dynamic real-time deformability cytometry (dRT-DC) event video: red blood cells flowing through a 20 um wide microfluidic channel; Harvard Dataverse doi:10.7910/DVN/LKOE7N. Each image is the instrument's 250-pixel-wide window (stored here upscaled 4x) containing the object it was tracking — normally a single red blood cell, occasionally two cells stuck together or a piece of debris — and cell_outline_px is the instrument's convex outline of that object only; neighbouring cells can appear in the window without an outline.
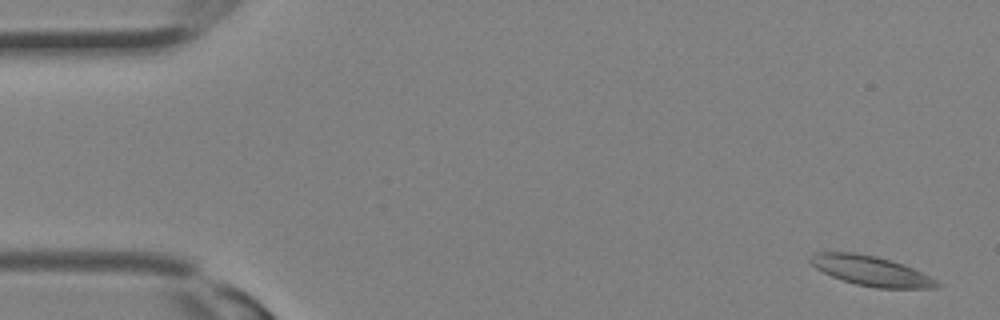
{"species": "Egyptian fruit bat (a non-hibernating species)", "species_latin": "Rousettus aegyptiacus", "temperature_condition": "room temperature", "stored_images_in_passage": 19, "camera_frame_rate_fps": 3000, "um_per_image_px": 0.085, "animal": {"sex": "female"}, "frame": {"image": 1, "passage_image": 1, "time_ms": 0.0, "image_size_px": [1000, 320], "cell_outline_px": [[940, 284], [936, 288], [876, 288], [856, 284], [832, 276], [816, 268], [808, 260], [816, 252], [856, 252], [876, 256], [892, 260], [904, 264], [936, 280]], "centroid_in_image_um": [74.03, 23.01], "position_along_channel_um": 11.0, "area_um2": 21.79}}
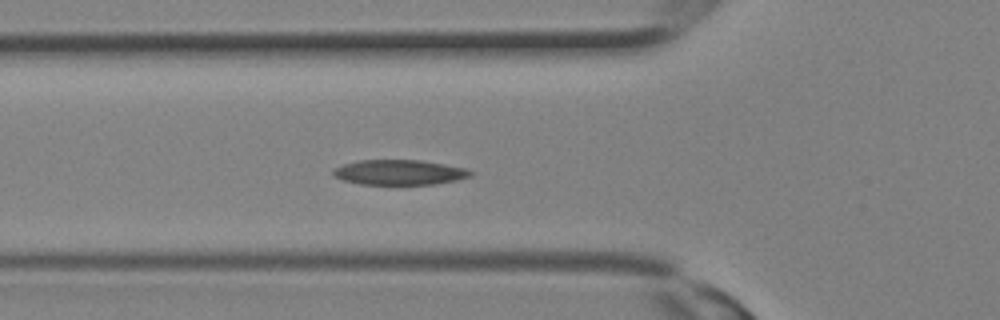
{"frame": {"image": 2, "passage_image": 11, "time_ms": 3.333, "image_size_px": [1000, 320], "cell_outline_px": [[472, 176], [456, 180], [432, 184], [360, 184], [344, 180], [332, 176], [332, 172], [336, 168], [344, 164], [356, 160], [420, 160], [468, 168], [472, 172]], "centroid_in_image_um": [33.95, 14.64], "position_along_channel_um": 91.9, "area_um2": 20.0}}
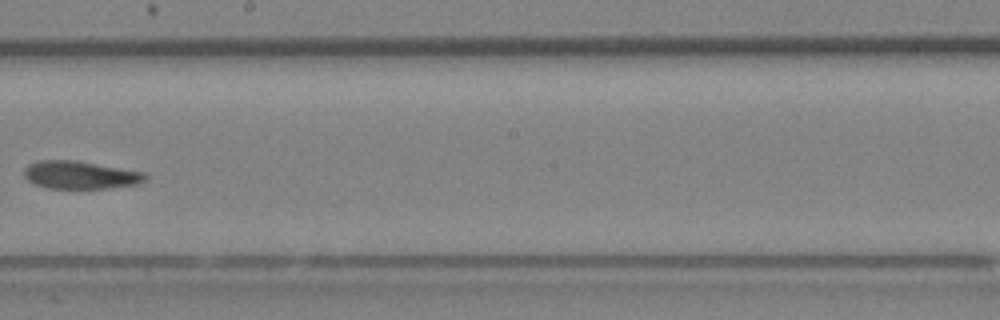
{"frame": {"image": 3, "passage_image": 18, "time_ms": 5.667, "image_size_px": [1000, 320], "cell_outline_px": [[148, 176], [144, 180], [136, 184], [108, 188], [48, 188], [36, 184], [28, 180], [24, 176], [24, 168], [28, 164], [40, 160], [76, 160], [144, 172]], "centroid_in_image_um": [6.8, 14.86], "position_along_channel_um": 241.4, "area_um2": 19.54}}